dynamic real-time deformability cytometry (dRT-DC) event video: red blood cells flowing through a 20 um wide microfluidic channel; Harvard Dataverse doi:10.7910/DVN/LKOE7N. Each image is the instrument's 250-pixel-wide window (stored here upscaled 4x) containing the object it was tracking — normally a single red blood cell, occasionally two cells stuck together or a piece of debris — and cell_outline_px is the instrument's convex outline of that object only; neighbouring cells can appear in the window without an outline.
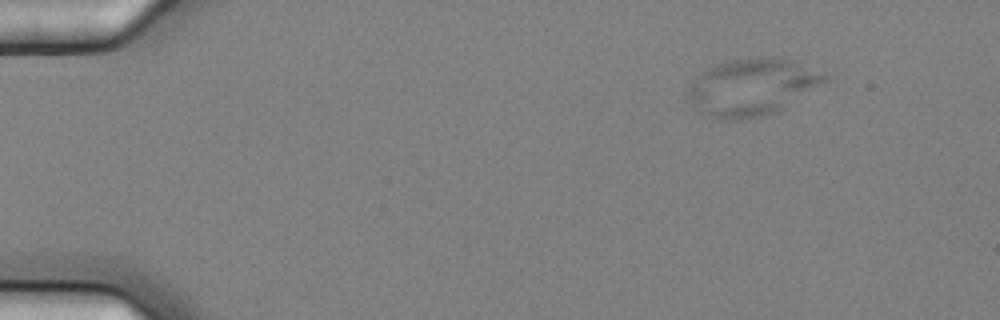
{"species": "common noctule bat (a hibernating species)", "species_latin": "Nyctalus noctula", "temperature_condition": "cold", "stored_images_in_passage": 5, "camera_frame_rate_fps": 3000, "um_per_image_px": 0.085, "animal": {"sex": "female", "body_mass_g": 25.1}, "frame": {"image": 1, "passage_image": 2, "time_ms": 0.333, "image_size_px": [1000, 320], "cell_outline_px": [[828, 80], [776, 112], [760, 116], [736, 120], [720, 120], [700, 112], [684, 92], [696, 76], [704, 68], [716, 64], [732, 60], [772, 56], [792, 60], [828, 76]], "centroid_in_image_um": [63.85, 7.4], "position_along_channel_um": 21.1, "area_um2": 44.97}}